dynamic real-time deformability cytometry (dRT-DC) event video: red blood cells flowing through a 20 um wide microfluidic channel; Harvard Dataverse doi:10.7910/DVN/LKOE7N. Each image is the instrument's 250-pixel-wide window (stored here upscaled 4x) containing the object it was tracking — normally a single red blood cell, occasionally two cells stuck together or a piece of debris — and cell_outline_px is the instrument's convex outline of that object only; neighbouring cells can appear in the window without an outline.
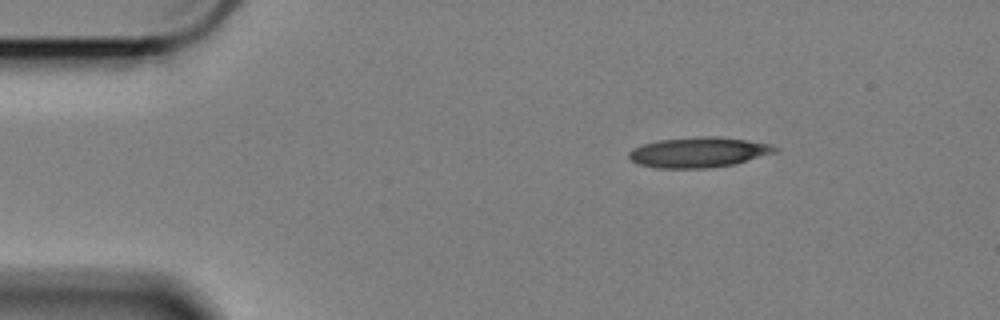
{"species": "Egyptian fruit bat (a non-hibernating species)", "species_latin": "Rousettus aegyptiacus", "temperature_condition": "cold", "stored_images_in_passage": 50, "camera_frame_rate_fps": 3000, "um_per_image_px": 0.085, "animal": {"sex": "female"}, "frame": {"image": 1, "passage_image": 1, "time_ms": 0.0, "image_size_px": [1000, 320], "cell_outline_px": [[780, 148], [776, 152], [732, 164], [708, 168], [656, 168], [636, 164], [628, 156], [628, 152], [632, 148], [640, 144], [660, 140], [708, 136], [720, 136], [748, 140], [768, 144]], "centroid_in_image_um": [59.33, 12.94], "position_along_channel_um": 25.7, "area_um2": 25.66}}
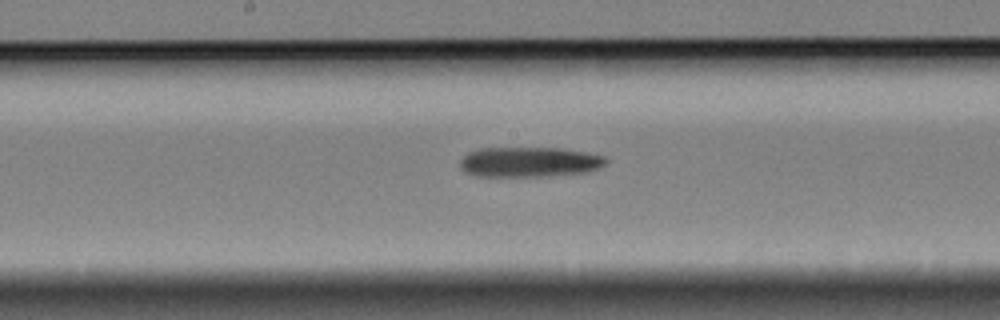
{"frame": {"image": 2, "passage_image": 22, "time_ms": 7.0, "image_size_px": [1000, 320], "cell_outline_px": [[608, 160], [600, 168], [588, 172], [548, 176], [476, 176], [464, 172], [460, 168], [460, 160], [468, 152], [480, 148], [560, 148], [584, 152], [604, 156]], "centroid_in_image_um": [44.98, 13.77], "position_along_channel_um": 203.2, "area_um2": 25.66}}
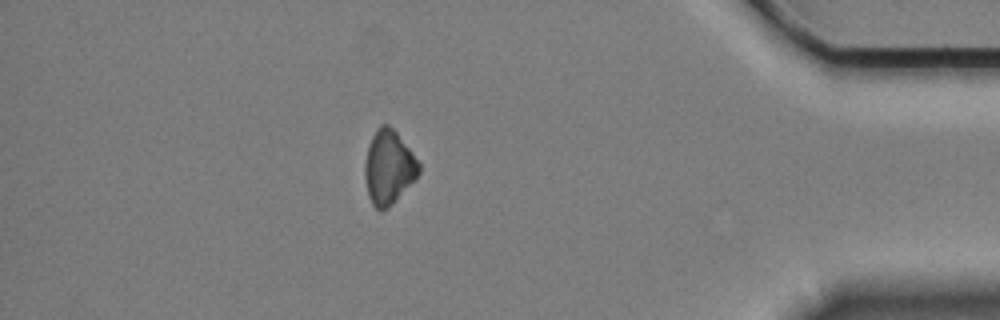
{"frame": {"image": 3, "passage_image": 43, "time_ms": 14.0, "image_size_px": [1000, 320], "cell_outline_px": [[420, 172], [388, 208], [380, 212], [372, 204], [368, 196], [364, 176], [364, 164], [368, 144], [376, 128], [380, 124], [388, 124], [396, 132], [412, 152], [420, 164]], "centroid_in_image_um": [32.99, 14.21], "position_along_channel_um": 402.2, "area_um2": 23.18}, "authors_computed_cell_mechanics": {"area_um2": 25.143, "velocity_mm_per_s": 3.4203, "shape_relaxation_time_tau1_ms": 8.9301, "shape_relaxation_time_tau2_ms": null, "deformation_change_tau1": 0.1961, "deformation_change_tau2": null}}